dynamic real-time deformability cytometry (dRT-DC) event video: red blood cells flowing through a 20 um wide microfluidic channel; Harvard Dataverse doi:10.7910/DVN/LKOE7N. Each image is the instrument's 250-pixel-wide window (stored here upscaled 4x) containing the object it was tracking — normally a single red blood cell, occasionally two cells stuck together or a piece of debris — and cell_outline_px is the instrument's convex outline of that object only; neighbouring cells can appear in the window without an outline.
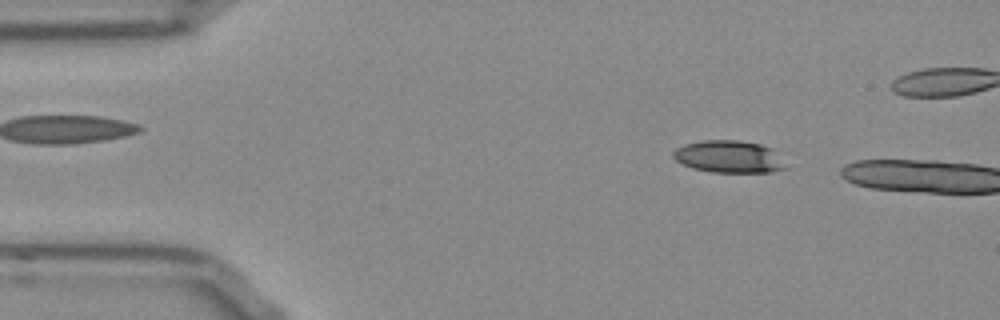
{"species": "Egyptian fruit bat (a non-hibernating species)", "species_latin": "Rousettus aegyptiacus", "temperature_condition": "room temperature", "stored_images_in_passage": 9, "camera_frame_rate_fps": 3000, "um_per_image_px": 0.085, "frame": {"image": 1, "passage_image": 7, "time_ms": 2.0, "image_size_px": [1000, 320], "cell_outline_px": [[788, 168], [768, 172], [712, 172], [692, 168], [676, 160], [672, 156], [672, 152], [676, 148], [684, 144], [704, 140], [740, 140], [760, 144], [772, 148]], "centroid_in_image_um": [61.94, 13.31], "position_along_channel_um": 23.1, "area_um2": 21.1}}